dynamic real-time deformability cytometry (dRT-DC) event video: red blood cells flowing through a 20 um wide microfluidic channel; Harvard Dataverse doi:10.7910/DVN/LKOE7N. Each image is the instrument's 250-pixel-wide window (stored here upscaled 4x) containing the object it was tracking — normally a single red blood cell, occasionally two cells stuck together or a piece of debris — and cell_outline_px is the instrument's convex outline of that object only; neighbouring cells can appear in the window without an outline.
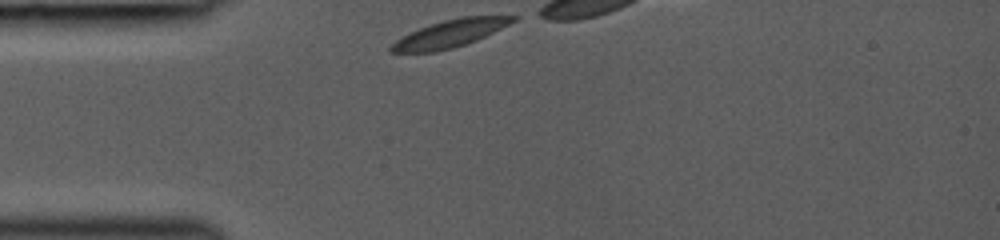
{"species": "common noctule bat (a hibernating species)", "species_latin": "Nyctalus noctula", "temperature_condition": "room temperature", "stored_images_in_passage": 9, "camera_frame_rate_fps": 3000, "um_per_image_px": 0.085, "animal": {"sex": "female", "body_mass_g": 19.0, "forearm_length_mm": 53.3}, "frame": {"image": 1, "passage_image": 1, "time_ms": 0.0, "image_size_px": [1000, 240], "cell_outline_px": [[520, 16], [516, 20], [476, 40], [452, 48], [436, 52], [388, 52], [388, 48], [396, 40], [420, 28], [444, 20], [460, 16]], "centroid_in_image_um": [38.23, 2.86], "position_along_channel_um": 46.8, "area_um2": 19.02}}
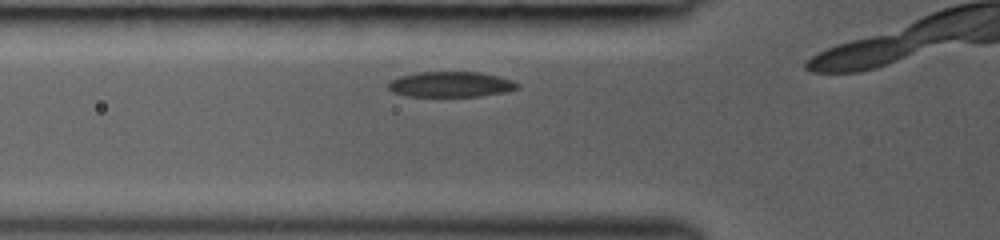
{"frame": {"image": 2, "passage_image": 5, "time_ms": 1.333, "image_size_px": [1000, 240], "cell_outline_px": [[520, 88], [508, 92], [480, 96], [408, 96], [392, 92], [388, 88], [388, 84], [392, 80], [400, 76], [420, 72], [480, 72], [512, 80], [520, 84]], "centroid_in_image_um": [38.36, 7.17], "position_along_channel_um": 87.4, "area_um2": 19.13}}
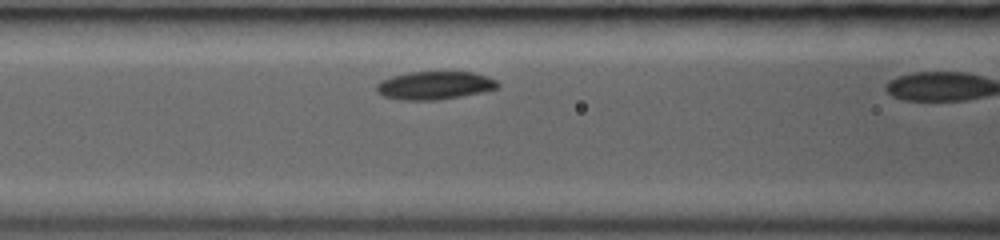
{"frame": {"image": 3, "passage_image": 8, "time_ms": 2.333, "image_size_px": [1000, 240], "cell_outline_px": [[500, 88], [480, 92], [436, 100], [400, 100], [384, 96], [376, 92], [376, 84], [380, 80], [392, 76], [408, 72], [472, 72], [496, 80], [500, 84]], "centroid_in_image_um": [36.9, 7.26], "position_along_channel_um": 129.7, "area_um2": 19.77}}